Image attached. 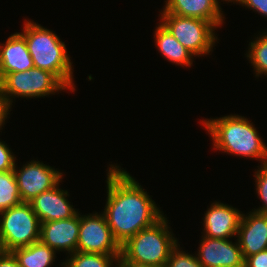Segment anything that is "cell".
I'll return each instance as SVG.
<instances>
[{
	"label": "cell",
	"instance_id": "obj_6",
	"mask_svg": "<svg viewBox=\"0 0 267 267\" xmlns=\"http://www.w3.org/2000/svg\"><path fill=\"white\" fill-rule=\"evenodd\" d=\"M63 90L69 89L53 73L37 67L23 72L8 73L1 79L0 85V92L10 106L12 98L15 97H47Z\"/></svg>",
	"mask_w": 267,
	"mask_h": 267
},
{
	"label": "cell",
	"instance_id": "obj_4",
	"mask_svg": "<svg viewBox=\"0 0 267 267\" xmlns=\"http://www.w3.org/2000/svg\"><path fill=\"white\" fill-rule=\"evenodd\" d=\"M169 228L168 220L163 216L155 224L140 230L121 245L118 264L165 267L171 251L178 245Z\"/></svg>",
	"mask_w": 267,
	"mask_h": 267
},
{
	"label": "cell",
	"instance_id": "obj_5",
	"mask_svg": "<svg viewBox=\"0 0 267 267\" xmlns=\"http://www.w3.org/2000/svg\"><path fill=\"white\" fill-rule=\"evenodd\" d=\"M41 222L30 203L0 212V246L3 251L29 246L40 241Z\"/></svg>",
	"mask_w": 267,
	"mask_h": 267
},
{
	"label": "cell",
	"instance_id": "obj_10",
	"mask_svg": "<svg viewBox=\"0 0 267 267\" xmlns=\"http://www.w3.org/2000/svg\"><path fill=\"white\" fill-rule=\"evenodd\" d=\"M215 239L202 235L196 258L203 267H244L238 240Z\"/></svg>",
	"mask_w": 267,
	"mask_h": 267
},
{
	"label": "cell",
	"instance_id": "obj_25",
	"mask_svg": "<svg viewBox=\"0 0 267 267\" xmlns=\"http://www.w3.org/2000/svg\"><path fill=\"white\" fill-rule=\"evenodd\" d=\"M233 3H239L242 6L248 7L255 12L267 18V0H229Z\"/></svg>",
	"mask_w": 267,
	"mask_h": 267
},
{
	"label": "cell",
	"instance_id": "obj_26",
	"mask_svg": "<svg viewBox=\"0 0 267 267\" xmlns=\"http://www.w3.org/2000/svg\"><path fill=\"white\" fill-rule=\"evenodd\" d=\"M244 267H267V249L247 257Z\"/></svg>",
	"mask_w": 267,
	"mask_h": 267
},
{
	"label": "cell",
	"instance_id": "obj_8",
	"mask_svg": "<svg viewBox=\"0 0 267 267\" xmlns=\"http://www.w3.org/2000/svg\"><path fill=\"white\" fill-rule=\"evenodd\" d=\"M77 251L121 255V246L114 239L103 213L80 215Z\"/></svg>",
	"mask_w": 267,
	"mask_h": 267
},
{
	"label": "cell",
	"instance_id": "obj_11",
	"mask_svg": "<svg viewBox=\"0 0 267 267\" xmlns=\"http://www.w3.org/2000/svg\"><path fill=\"white\" fill-rule=\"evenodd\" d=\"M80 213L69 219L41 223L40 241L58 251L73 254L77 251Z\"/></svg>",
	"mask_w": 267,
	"mask_h": 267
},
{
	"label": "cell",
	"instance_id": "obj_19",
	"mask_svg": "<svg viewBox=\"0 0 267 267\" xmlns=\"http://www.w3.org/2000/svg\"><path fill=\"white\" fill-rule=\"evenodd\" d=\"M120 256L76 251L70 254V258L68 256V259H65L62 265H64L63 267H116Z\"/></svg>",
	"mask_w": 267,
	"mask_h": 267
},
{
	"label": "cell",
	"instance_id": "obj_24",
	"mask_svg": "<svg viewBox=\"0 0 267 267\" xmlns=\"http://www.w3.org/2000/svg\"><path fill=\"white\" fill-rule=\"evenodd\" d=\"M15 158L8 145L0 141V172L13 170L16 162Z\"/></svg>",
	"mask_w": 267,
	"mask_h": 267
},
{
	"label": "cell",
	"instance_id": "obj_2",
	"mask_svg": "<svg viewBox=\"0 0 267 267\" xmlns=\"http://www.w3.org/2000/svg\"><path fill=\"white\" fill-rule=\"evenodd\" d=\"M216 150L267 164V146L247 118L236 114L202 120Z\"/></svg>",
	"mask_w": 267,
	"mask_h": 267
},
{
	"label": "cell",
	"instance_id": "obj_20",
	"mask_svg": "<svg viewBox=\"0 0 267 267\" xmlns=\"http://www.w3.org/2000/svg\"><path fill=\"white\" fill-rule=\"evenodd\" d=\"M14 171L0 172V212L21 203Z\"/></svg>",
	"mask_w": 267,
	"mask_h": 267
},
{
	"label": "cell",
	"instance_id": "obj_28",
	"mask_svg": "<svg viewBox=\"0 0 267 267\" xmlns=\"http://www.w3.org/2000/svg\"><path fill=\"white\" fill-rule=\"evenodd\" d=\"M11 109L10 104L5 100L3 95L0 92V130L2 126L5 124V120L7 119V115L10 114L9 110Z\"/></svg>",
	"mask_w": 267,
	"mask_h": 267
},
{
	"label": "cell",
	"instance_id": "obj_23",
	"mask_svg": "<svg viewBox=\"0 0 267 267\" xmlns=\"http://www.w3.org/2000/svg\"><path fill=\"white\" fill-rule=\"evenodd\" d=\"M256 193L261 198L262 207L254 209V212L267 214V164L260 165L255 171Z\"/></svg>",
	"mask_w": 267,
	"mask_h": 267
},
{
	"label": "cell",
	"instance_id": "obj_17",
	"mask_svg": "<svg viewBox=\"0 0 267 267\" xmlns=\"http://www.w3.org/2000/svg\"><path fill=\"white\" fill-rule=\"evenodd\" d=\"M155 41L160 54L177 65L191 66L193 54L186 49L160 22L155 29Z\"/></svg>",
	"mask_w": 267,
	"mask_h": 267
},
{
	"label": "cell",
	"instance_id": "obj_12",
	"mask_svg": "<svg viewBox=\"0 0 267 267\" xmlns=\"http://www.w3.org/2000/svg\"><path fill=\"white\" fill-rule=\"evenodd\" d=\"M242 213L227 204L213 202L205 213L203 235L215 239L237 236Z\"/></svg>",
	"mask_w": 267,
	"mask_h": 267
},
{
	"label": "cell",
	"instance_id": "obj_21",
	"mask_svg": "<svg viewBox=\"0 0 267 267\" xmlns=\"http://www.w3.org/2000/svg\"><path fill=\"white\" fill-rule=\"evenodd\" d=\"M248 52L245 54L251 66L253 65L256 77L267 75V31L250 42ZM267 77V76H266Z\"/></svg>",
	"mask_w": 267,
	"mask_h": 267
},
{
	"label": "cell",
	"instance_id": "obj_7",
	"mask_svg": "<svg viewBox=\"0 0 267 267\" xmlns=\"http://www.w3.org/2000/svg\"><path fill=\"white\" fill-rule=\"evenodd\" d=\"M160 23L193 55H208L217 41L216 27L209 21L160 13Z\"/></svg>",
	"mask_w": 267,
	"mask_h": 267
},
{
	"label": "cell",
	"instance_id": "obj_29",
	"mask_svg": "<svg viewBox=\"0 0 267 267\" xmlns=\"http://www.w3.org/2000/svg\"><path fill=\"white\" fill-rule=\"evenodd\" d=\"M120 267H156V266H141V265H133V264H118Z\"/></svg>",
	"mask_w": 267,
	"mask_h": 267
},
{
	"label": "cell",
	"instance_id": "obj_9",
	"mask_svg": "<svg viewBox=\"0 0 267 267\" xmlns=\"http://www.w3.org/2000/svg\"><path fill=\"white\" fill-rule=\"evenodd\" d=\"M16 165L15 163L13 171L22 202L29 203L37 195L52 189L59 182H62L63 173L43 162L31 160L19 170Z\"/></svg>",
	"mask_w": 267,
	"mask_h": 267
},
{
	"label": "cell",
	"instance_id": "obj_18",
	"mask_svg": "<svg viewBox=\"0 0 267 267\" xmlns=\"http://www.w3.org/2000/svg\"><path fill=\"white\" fill-rule=\"evenodd\" d=\"M21 267H49L55 262L56 251L37 241L29 246L12 251Z\"/></svg>",
	"mask_w": 267,
	"mask_h": 267
},
{
	"label": "cell",
	"instance_id": "obj_27",
	"mask_svg": "<svg viewBox=\"0 0 267 267\" xmlns=\"http://www.w3.org/2000/svg\"><path fill=\"white\" fill-rule=\"evenodd\" d=\"M0 267H21L17 258L11 251L0 253Z\"/></svg>",
	"mask_w": 267,
	"mask_h": 267
},
{
	"label": "cell",
	"instance_id": "obj_22",
	"mask_svg": "<svg viewBox=\"0 0 267 267\" xmlns=\"http://www.w3.org/2000/svg\"><path fill=\"white\" fill-rule=\"evenodd\" d=\"M180 245L178 244L170 254L168 261L165 267H203L196 256L186 253L181 250Z\"/></svg>",
	"mask_w": 267,
	"mask_h": 267
},
{
	"label": "cell",
	"instance_id": "obj_15",
	"mask_svg": "<svg viewBox=\"0 0 267 267\" xmlns=\"http://www.w3.org/2000/svg\"><path fill=\"white\" fill-rule=\"evenodd\" d=\"M220 0H166L162 13H170L211 22L216 28L224 23ZM228 1L229 0H222Z\"/></svg>",
	"mask_w": 267,
	"mask_h": 267
},
{
	"label": "cell",
	"instance_id": "obj_16",
	"mask_svg": "<svg viewBox=\"0 0 267 267\" xmlns=\"http://www.w3.org/2000/svg\"><path fill=\"white\" fill-rule=\"evenodd\" d=\"M34 67L28 51L26 39L21 33L9 36L5 44H0V77L8 73L23 72Z\"/></svg>",
	"mask_w": 267,
	"mask_h": 267
},
{
	"label": "cell",
	"instance_id": "obj_14",
	"mask_svg": "<svg viewBox=\"0 0 267 267\" xmlns=\"http://www.w3.org/2000/svg\"><path fill=\"white\" fill-rule=\"evenodd\" d=\"M59 185L60 182L29 202L41 223L69 219L78 212L66 198L68 191L60 189Z\"/></svg>",
	"mask_w": 267,
	"mask_h": 267
},
{
	"label": "cell",
	"instance_id": "obj_13",
	"mask_svg": "<svg viewBox=\"0 0 267 267\" xmlns=\"http://www.w3.org/2000/svg\"><path fill=\"white\" fill-rule=\"evenodd\" d=\"M237 240L244 260L267 249V214L249 212L242 214Z\"/></svg>",
	"mask_w": 267,
	"mask_h": 267
},
{
	"label": "cell",
	"instance_id": "obj_1",
	"mask_svg": "<svg viewBox=\"0 0 267 267\" xmlns=\"http://www.w3.org/2000/svg\"><path fill=\"white\" fill-rule=\"evenodd\" d=\"M108 169L107 201L102 213L121 246L140 230L155 224L164 213L127 171L112 164Z\"/></svg>",
	"mask_w": 267,
	"mask_h": 267
},
{
	"label": "cell",
	"instance_id": "obj_3",
	"mask_svg": "<svg viewBox=\"0 0 267 267\" xmlns=\"http://www.w3.org/2000/svg\"><path fill=\"white\" fill-rule=\"evenodd\" d=\"M26 39L34 67L53 73L70 91H75L72 63L64 42L53 31L33 21L24 22Z\"/></svg>",
	"mask_w": 267,
	"mask_h": 267
}]
</instances>
